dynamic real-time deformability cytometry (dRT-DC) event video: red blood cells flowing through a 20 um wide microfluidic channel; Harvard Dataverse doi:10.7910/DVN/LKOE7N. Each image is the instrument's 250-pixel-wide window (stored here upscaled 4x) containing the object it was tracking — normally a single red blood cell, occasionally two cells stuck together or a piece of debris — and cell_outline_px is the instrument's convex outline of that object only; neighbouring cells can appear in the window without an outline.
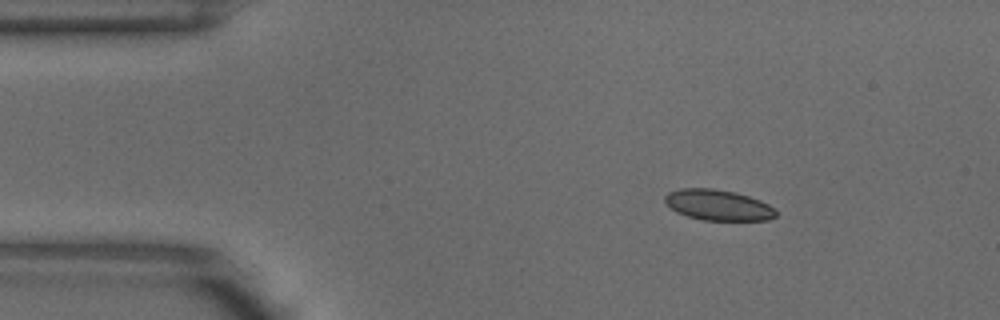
{"species": "common noctule bat (a hibernating species)", "species_latin": "Nyctalus noctula", "temperature_condition": "warm", "stored_images_in_passage": 2, "camera_frame_rate_fps": 3000, "um_per_image_px": 0.085, "animal": {"sex": "male", "body_mass_g": 18.8}, "frame": {"image": 1, "passage_image": 1, "time_ms": 0.0, "image_size_px": [1000, 320], "cell_outline_px": [[776, 216], [768, 220], [704, 220], [688, 216], [676, 212], [664, 200], [664, 196], [668, 192], [680, 188], [712, 188], [736, 192], [760, 200], [768, 204], [776, 212]], "centroid_in_image_um": [61.02, 17.42], "position_along_channel_um": 24.0, "area_um2": 19.77}}